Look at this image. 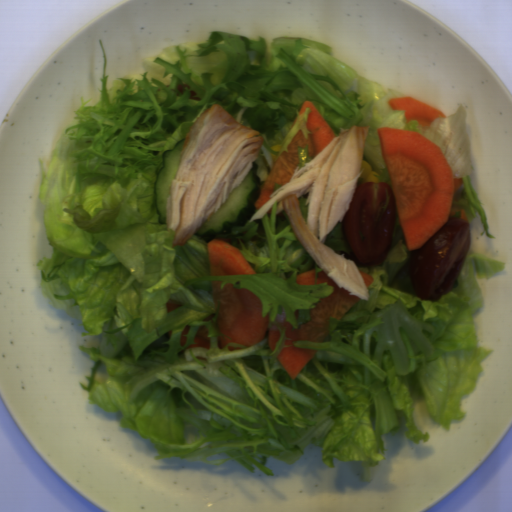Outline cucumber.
<instances>
[{"mask_svg": "<svg viewBox=\"0 0 512 512\" xmlns=\"http://www.w3.org/2000/svg\"><path fill=\"white\" fill-rule=\"evenodd\" d=\"M186 137L180 139L172 150L163 152V165L160 168L155 185V208L159 224H167L168 196L172 179H176L180 166Z\"/></svg>", "mask_w": 512, "mask_h": 512, "instance_id": "2", "label": "cucumber"}, {"mask_svg": "<svg viewBox=\"0 0 512 512\" xmlns=\"http://www.w3.org/2000/svg\"><path fill=\"white\" fill-rule=\"evenodd\" d=\"M258 163H252L251 169L236 190L220 208L194 234L206 243L216 236L229 234L232 227H244L256 213V200L260 197V179L257 174Z\"/></svg>", "mask_w": 512, "mask_h": 512, "instance_id": "1", "label": "cucumber"}]
</instances>
